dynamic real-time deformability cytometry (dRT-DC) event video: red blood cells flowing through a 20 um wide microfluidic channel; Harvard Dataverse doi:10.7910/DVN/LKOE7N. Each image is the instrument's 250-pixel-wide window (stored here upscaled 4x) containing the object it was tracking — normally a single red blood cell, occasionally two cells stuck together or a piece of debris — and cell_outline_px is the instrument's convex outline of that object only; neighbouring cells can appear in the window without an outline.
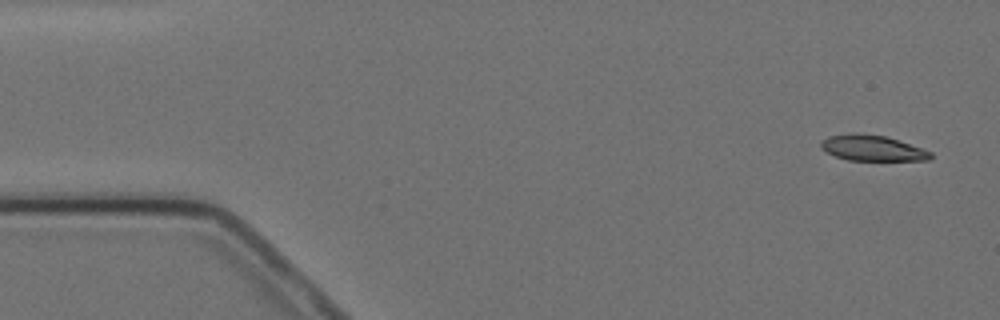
{"species": "Egyptian fruit bat (a non-hibernating species)", "species_latin": "Rousettus aegyptiacus", "temperature_condition": "cold", "stored_images_in_passage": 4, "camera_frame_rate_fps": 3000, "um_per_image_px": 0.085, "animal": {"sex": "female"}, "frame": {"image": 1, "passage_image": 1, "time_ms": 0.0, "image_size_px": [1000, 320], "cell_outline_px": [[932, 156], [928, 160], [848, 160], [836, 156], [820, 148], [820, 144], [828, 136], [852, 132], [860, 132], [884, 136], [924, 148], [932, 152]], "centroid_in_image_um": [74.15, 12.57], "position_along_channel_um": 10.8, "area_um2": 16.42}}